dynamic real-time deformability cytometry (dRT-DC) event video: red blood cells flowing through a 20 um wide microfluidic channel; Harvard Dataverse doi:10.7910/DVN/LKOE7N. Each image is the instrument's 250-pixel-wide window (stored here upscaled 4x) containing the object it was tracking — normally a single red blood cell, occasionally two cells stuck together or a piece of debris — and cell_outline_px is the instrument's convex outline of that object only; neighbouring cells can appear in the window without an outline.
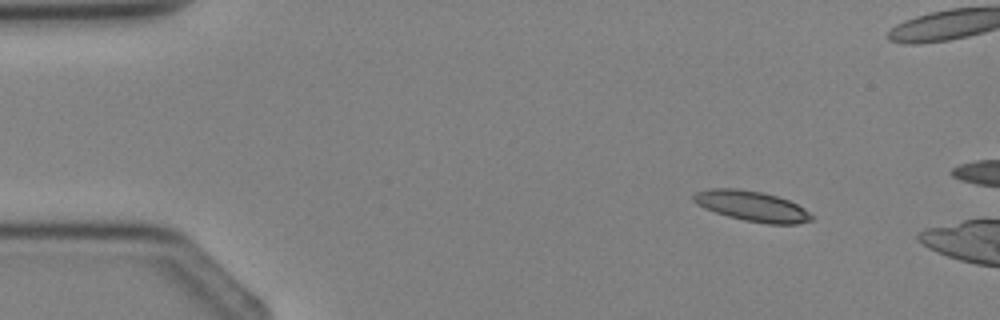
{"species": "Egyptian fruit bat (a non-hibernating species)", "species_latin": "Rousettus aegyptiacus", "temperature_condition": "cold", "stored_images_in_passage": 3, "camera_frame_rate_fps": 3000, "um_per_image_px": 0.085, "animal": {"sex": "female"}, "frame": {"image": 1, "passage_image": 1, "time_ms": 0.0, "image_size_px": [1000, 320], "cell_outline_px": [[812, 220], [796, 224], [768, 224], [744, 220], [728, 216], [704, 208], [696, 204], [692, 200], [692, 196], [696, 192], [708, 188], [736, 188], [764, 192], [788, 200], [804, 208], [812, 216]], "centroid_in_image_um": [63.88, 17.51], "position_along_channel_um": 21.1, "area_um2": 20.81}}